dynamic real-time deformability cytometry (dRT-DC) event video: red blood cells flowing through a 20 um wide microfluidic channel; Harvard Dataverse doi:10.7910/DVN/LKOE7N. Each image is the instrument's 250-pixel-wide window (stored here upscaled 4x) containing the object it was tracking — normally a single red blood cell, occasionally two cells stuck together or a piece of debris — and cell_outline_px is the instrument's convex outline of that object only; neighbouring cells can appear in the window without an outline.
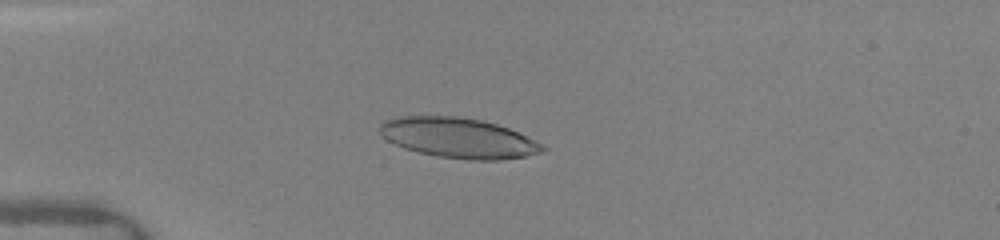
{"species": "human", "species_latin": "Homo sapiens", "temperature_condition": "warm", "stored_images_in_passage": 39, "camera_frame_rate_fps": 3000, "um_per_image_px": 0.085, "donor": {"sex": "female"}, "frame": {"image": 1, "passage_image": 10, "time_ms": 4.333, "image_size_px": [1000, 240], "cell_outline_px": [[548, 148], [544, 152], [524, 156], [500, 160], [468, 160], [436, 156], [404, 148], [388, 140], [380, 132], [380, 124], [384, 120], [400, 116], [456, 116], [480, 120], [496, 124], [508, 128], [544, 144]], "centroid_in_image_um": [39.0, 11.73], "position_along_channel_um": 46.0, "area_um2": 37.97}}
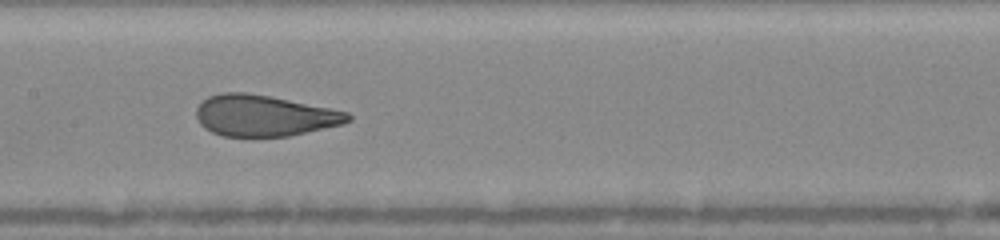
{"frame": {"image": 2, "passage_image": 22, "time_ms": 8.333, "image_size_px": [1000, 240], "cell_outline_px": [[352, 120], [344, 124], [288, 136], [224, 136], [212, 132], [204, 128], [200, 124], [196, 116], [196, 108], [208, 96], [224, 92], [244, 92], [268, 96], [348, 112], [352, 116]], "centroid_in_image_um": [22.44, 9.83], "position_along_channel_um": 185.0, "area_um2": 36.07}}
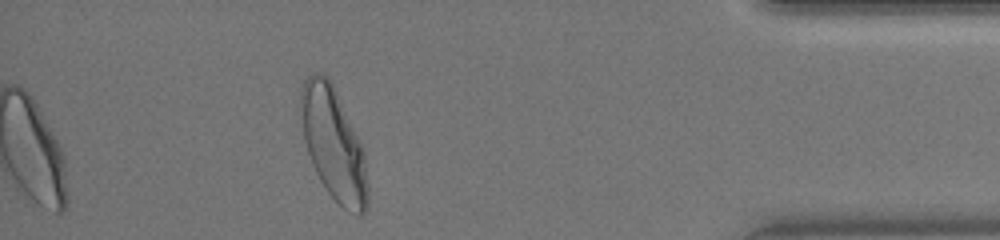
{"frame": {"image": 3, "passage_image": 39, "time_ms": 14.667, "image_size_px": [1000, 240], "cell_outline_px": [[368, 208], [360, 216], [356, 216], [348, 212], [328, 192], [320, 180], [312, 164], [304, 140], [300, 108], [300, 88], [304, 80], [312, 72], [320, 72], [328, 76], [364, 148], [368, 184]], "centroid_in_image_um": [28.36, 12.25], "position_along_channel_um": 406.8, "area_um2": 43.93}, "authors_computed_cell_mechanics": {"area_um2": 37.5122, "velocity_mm_per_s": 4.1156, "shape_relaxation_time_tau1_ms": 3.9962, "shape_relaxation_time_tau2_ms": null, "deformation_change_tau1": 0.1815, "deformation_change_tau2": null}}